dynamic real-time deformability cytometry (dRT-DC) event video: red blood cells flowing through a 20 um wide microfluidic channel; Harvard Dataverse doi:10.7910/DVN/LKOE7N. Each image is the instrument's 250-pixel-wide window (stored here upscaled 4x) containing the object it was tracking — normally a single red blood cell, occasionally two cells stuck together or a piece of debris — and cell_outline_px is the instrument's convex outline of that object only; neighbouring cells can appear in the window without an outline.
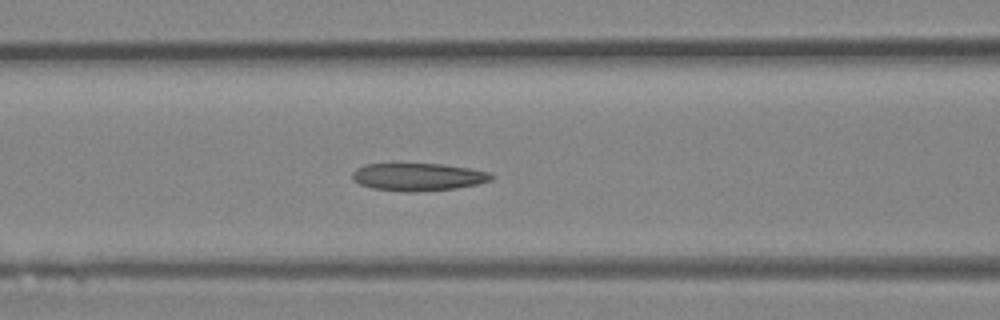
{"species": "Egyptian fruit bat (a non-hibernating species)", "species_latin": "Rousettus aegyptiacus", "temperature_condition": "room temperature", "stored_images_in_passage": 33, "camera_frame_rate_fps": 3000, "um_per_image_px": 0.085, "animal": {"sex": "female"}, "frame": {"image": 1, "passage_image": 7, "time_ms": 2.0, "image_size_px": [1000, 320], "cell_outline_px": [[496, 176], [492, 180], [476, 184], [456, 188], [408, 192], [404, 192], [372, 188], [360, 184], [352, 180], [352, 172], [356, 168], [364, 164], [444, 164], [468, 168], [488, 172]], "centroid_in_image_um": [35.52, 15.03], "position_along_channel_um": 131.1, "area_um2": 22.37}}
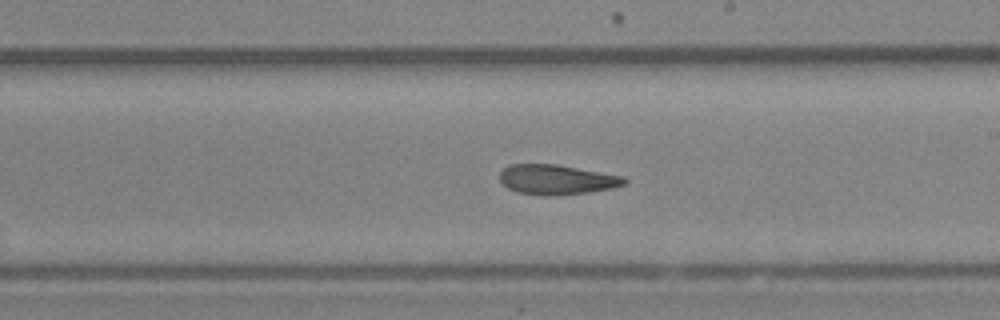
{"frame": {"image": 2, "passage_image": 14, "time_ms": 4.333, "image_size_px": [1000, 320], "cell_outline_px": [[628, 184], [612, 188], [588, 192], [548, 196], [544, 196], [516, 192], [508, 188], [500, 180], [500, 172], [508, 164], [556, 164], [624, 176], [628, 180]], "centroid_in_image_um": [47.33, 15.26], "position_along_channel_um": 241.7, "area_um2": 21.79}}
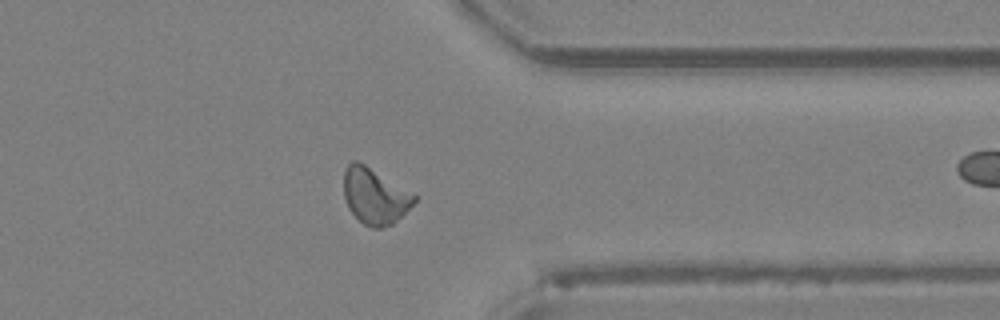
{"frame": {"image": 3, "passage_image": 23, "time_ms": 7.333, "image_size_px": [1000, 320], "cell_outline_px": [[416, 200], [392, 224], [380, 228], [372, 228], [364, 224], [348, 208], [344, 196], [344, 168], [352, 160], [356, 160], [364, 164], [416, 192]], "centroid_in_image_um": [31.87, 16.63], "position_along_channel_um": 379.5, "area_um2": 23.06}}